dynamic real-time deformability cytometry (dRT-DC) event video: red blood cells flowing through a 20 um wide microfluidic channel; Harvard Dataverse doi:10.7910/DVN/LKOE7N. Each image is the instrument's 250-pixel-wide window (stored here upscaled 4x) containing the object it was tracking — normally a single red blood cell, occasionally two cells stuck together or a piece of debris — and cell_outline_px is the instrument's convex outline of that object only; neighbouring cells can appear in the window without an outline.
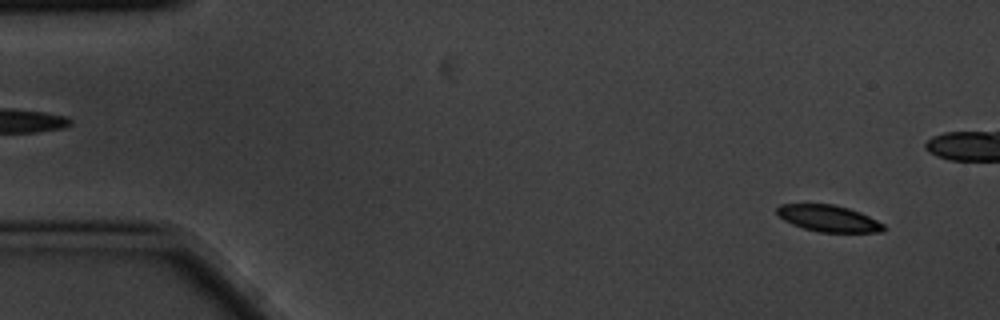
{"species": "common noctule bat (a hibernating species)", "species_latin": "Nyctalus noctula", "temperature_condition": "cold", "stored_images_in_passage": 8, "camera_frame_rate_fps": 3000, "um_per_image_px": 0.085, "animal": {"sex": "male", "body_mass_g": 20.1, "forearm_length_mm": 53.5}, "frame": {"image": 1, "passage_image": 1, "time_ms": 0.0, "image_size_px": [1000, 320], "cell_outline_px": [[888, 228], [884, 232], [820, 232], [804, 228], [792, 224], [784, 220], [776, 212], [776, 208], [780, 204], [832, 204], [848, 208], [860, 212], [884, 224]], "centroid_in_image_um": [70.45, 18.57], "position_along_channel_um": 14.6, "area_um2": 16.47}}